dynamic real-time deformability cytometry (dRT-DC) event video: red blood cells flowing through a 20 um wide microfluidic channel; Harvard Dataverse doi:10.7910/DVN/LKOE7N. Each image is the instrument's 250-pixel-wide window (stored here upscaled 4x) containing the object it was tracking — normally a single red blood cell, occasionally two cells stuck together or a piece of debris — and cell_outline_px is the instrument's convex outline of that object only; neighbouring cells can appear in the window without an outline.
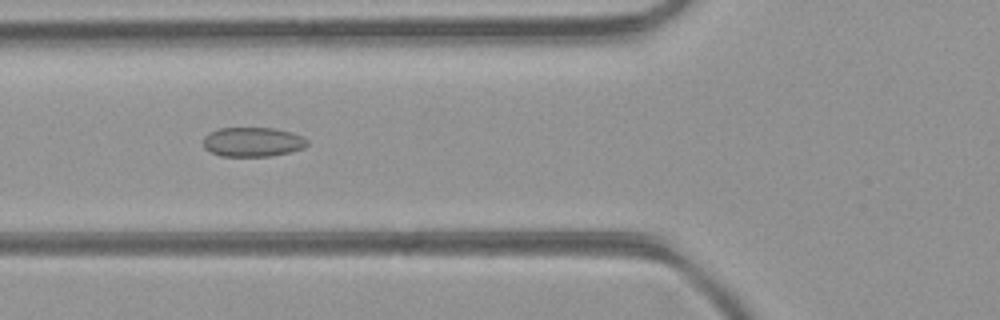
{"species": "common noctule bat (a hibernating species)", "species_latin": "Nyctalus noctula", "temperature_condition": "room temperature", "stored_images_in_passage": 47, "camera_frame_rate_fps": 3000, "um_per_image_px": 0.085, "animal": {"sex": "female", "body_mass_g": 21.9}, "frame": {"image": 1, "passage_image": 18, "time_ms": 5.667, "image_size_px": [1000, 320], "cell_outline_px": [[308, 144], [304, 148], [288, 152], [268, 156], [220, 156], [204, 148], [204, 136], [208, 132], [220, 128], [276, 128], [292, 132], [308, 140]], "centroid_in_image_um": [21.47, 12.06], "position_along_channel_um": 104.3, "area_um2": 17.8}}
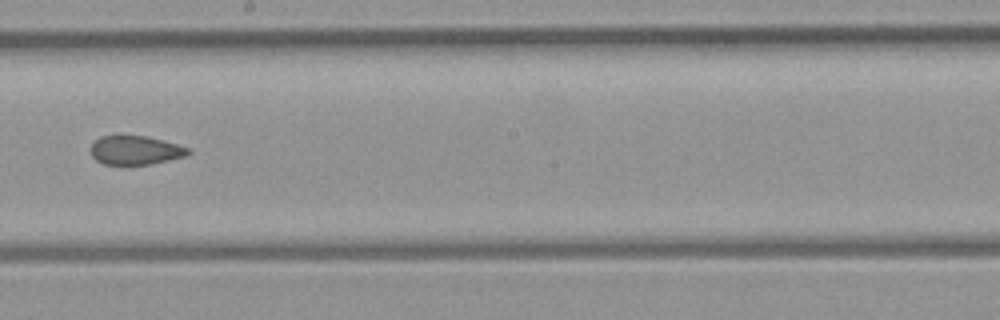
{"frame": {"image": 2, "passage_image": 27, "time_ms": 8.667, "image_size_px": [1000, 320], "cell_outline_px": [[192, 152], [188, 156], [152, 164], [104, 164], [96, 160], [92, 156], [92, 144], [100, 136], [148, 136], [176, 144], [188, 148]], "centroid_in_image_um": [11.55, 12.77], "position_along_channel_um": 236.6, "area_um2": 16.3}}
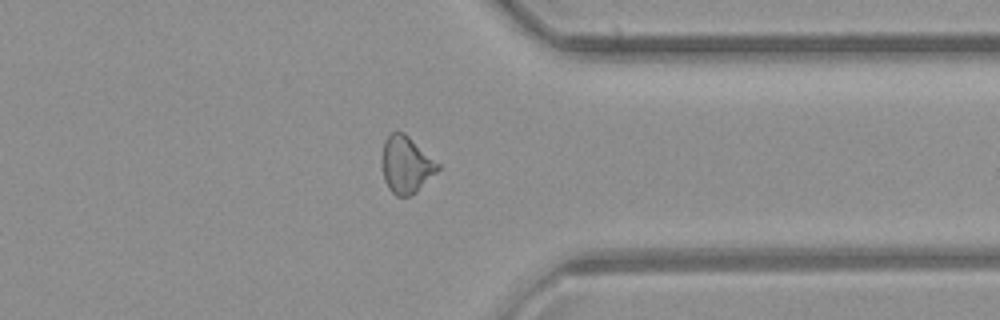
{"frame": {"image": 3, "passage_image": 37, "time_ms": 12.0, "image_size_px": [1000, 320], "cell_outline_px": [[440, 168], [416, 192], [408, 196], [396, 196], [388, 188], [384, 180], [380, 164], [380, 160], [384, 140], [392, 132], [404, 132], [440, 164]], "centroid_in_image_um": [34.48, 13.99], "position_along_channel_um": 376.9, "area_um2": 18.67}, "authors_computed_cell_mechanics": {"area_um2": 18.3804, "velocity_mm_per_s": 4.4009, "shape_relaxation_time_tau1_ms": null, "shape_relaxation_time_tau2_ms": 2.3855, "deformation_change_tau1": null, "deformation_change_tau2": 0.0842}}